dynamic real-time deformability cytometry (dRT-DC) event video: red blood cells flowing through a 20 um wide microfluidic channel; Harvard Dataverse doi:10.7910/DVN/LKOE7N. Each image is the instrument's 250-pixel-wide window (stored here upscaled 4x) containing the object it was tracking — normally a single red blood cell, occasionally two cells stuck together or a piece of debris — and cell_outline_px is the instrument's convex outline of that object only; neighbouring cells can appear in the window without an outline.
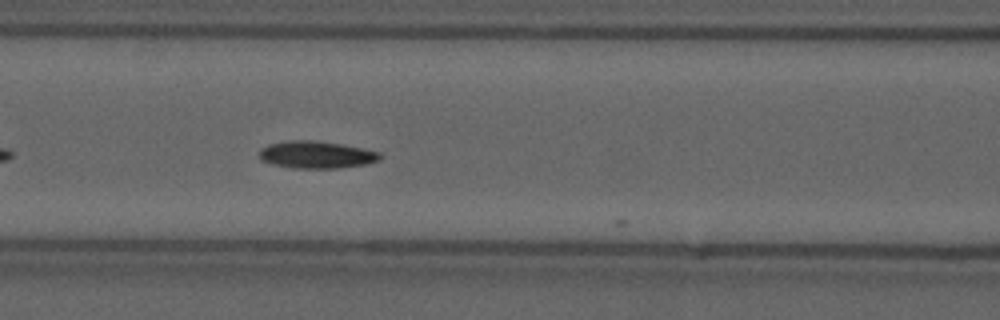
{"species": "common noctule bat (a hibernating species)", "species_latin": "Nyctalus noctula", "temperature_condition": "cold", "stored_images_in_passage": 15, "camera_frame_rate_fps": 3000, "um_per_image_px": 0.085, "animal": {"sex": "male", "forearm_length_mm": 52.5}, "frame": {"image": 1, "passage_image": 14, "time_ms": 4.333, "image_size_px": [1000, 320], "cell_outline_px": [[384, 156], [380, 160], [368, 164], [336, 168], [292, 168], [272, 164], [260, 160], [260, 148], [268, 144], [288, 140], [316, 140], [364, 148], [380, 152]], "centroid_in_image_um": [26.91, 13.15], "position_along_channel_um": 139.7, "area_um2": 19.42}}